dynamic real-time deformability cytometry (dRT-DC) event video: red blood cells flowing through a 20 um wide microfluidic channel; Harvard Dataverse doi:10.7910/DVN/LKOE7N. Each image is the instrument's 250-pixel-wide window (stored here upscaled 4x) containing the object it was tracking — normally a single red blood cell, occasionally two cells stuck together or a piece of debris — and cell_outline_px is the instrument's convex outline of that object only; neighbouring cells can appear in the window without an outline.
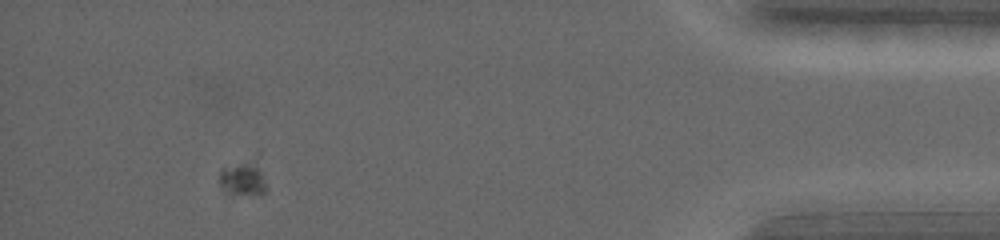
{"species": "common noctule bat (a hibernating species)", "species_latin": "Nyctalus noctula", "temperature_condition": "warm", "stored_images_in_passage": 38, "camera_frame_rate_fps": 5000, "um_per_image_px": 0.085, "animal": {"sex": "female", "body_mass_g": 19.0, "forearm_length_mm": 56.7}, "frame": {"image": 1, "passage_image": 33, "time_ms": 12.4, "image_size_px": [1000, 240], "cell_outline_px": [[264, 192], [232, 196], [228, 196], [224, 192], [220, 184], [220, 172], [224, 168], [260, 148], [264, 180]], "centroid_in_image_um": [20.72, 14.96], "position_along_channel_um": 414.5, "area_um2": 10.81}}